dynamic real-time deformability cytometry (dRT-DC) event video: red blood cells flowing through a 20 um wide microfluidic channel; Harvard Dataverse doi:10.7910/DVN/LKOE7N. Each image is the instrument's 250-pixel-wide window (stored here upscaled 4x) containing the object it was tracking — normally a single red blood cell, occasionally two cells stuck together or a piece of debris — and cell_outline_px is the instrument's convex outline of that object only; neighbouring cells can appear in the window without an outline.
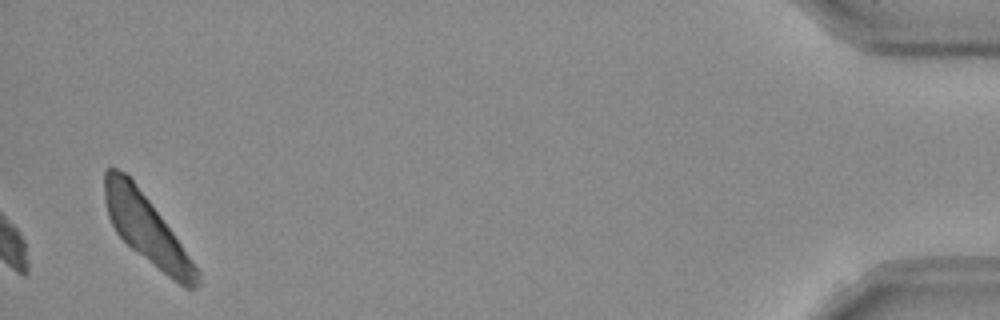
{"species": "Egyptian fruit bat (a non-hibernating species)", "species_latin": "Rousettus aegyptiacus", "temperature_condition": "room temperature", "stored_images_in_passage": 39, "camera_frame_rate_fps": 3000, "um_per_image_px": 0.085, "frame": {"image": 1, "passage_image": 39, "time_ms": 12.667, "image_size_px": [1000, 320], "cell_outline_px": [[200, 284], [196, 288], [184, 288], [168, 276], [132, 248], [116, 232], [108, 216], [104, 200], [104, 172], [108, 168], [116, 168], [124, 172], [132, 180], [148, 200], [172, 232], [200, 272]], "centroid_in_image_um": [12.45, 19.49], "position_along_channel_um": 422.8, "area_um2": 35.66}, "authors_computed_cell_mechanics": {"area_um2": 19.652, "velocity_mm_per_s": 3.8917, "shape_relaxation_time_tau1_ms": 2.303, "shape_relaxation_time_tau2_ms": 2.7572, "deformation_change_tau1": 0.0897, "deformation_change_tau2": 0.0749}}